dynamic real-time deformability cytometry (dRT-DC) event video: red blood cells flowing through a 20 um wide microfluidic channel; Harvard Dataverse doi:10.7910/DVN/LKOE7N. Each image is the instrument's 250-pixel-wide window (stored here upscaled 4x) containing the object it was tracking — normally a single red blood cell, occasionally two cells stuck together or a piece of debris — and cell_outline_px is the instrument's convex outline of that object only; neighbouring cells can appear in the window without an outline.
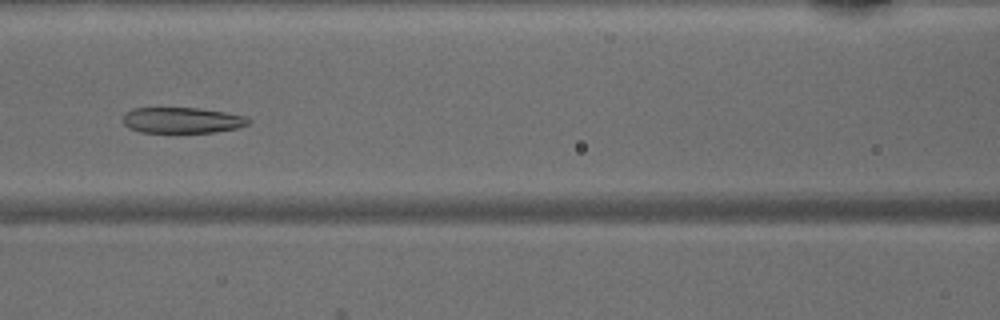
{"species": "common noctule bat (a hibernating species)", "species_latin": "Nyctalus noctula", "temperature_condition": "warm", "stored_images_in_passage": 35, "camera_frame_rate_fps": 3000, "um_per_image_px": 0.085, "animal": {"sex": "male", "body_mass_g": 15.6}, "frame": {"image": 1, "passage_image": 9, "time_ms": 2.667, "image_size_px": [1000, 320], "cell_outline_px": [[252, 120], [248, 124], [236, 128], [216, 132], [140, 132], [128, 128], [120, 120], [124, 112], [132, 108], [196, 108], [224, 112], [248, 116]], "centroid_in_image_um": [15.44, 10.22], "position_along_channel_um": 151.2, "area_um2": 19.07}}
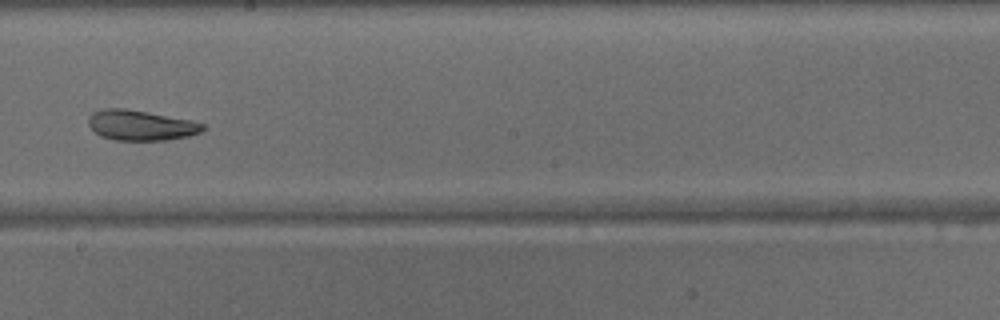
{"frame": {"image": 2, "passage_image": 15, "time_ms": 4.667, "image_size_px": [1000, 320], "cell_outline_px": [[208, 128], [200, 132], [188, 136], [168, 140], [116, 140], [100, 136], [88, 124], [88, 116], [92, 112], [104, 108], [124, 108], [148, 112], [192, 120], [204, 124]], "centroid_in_image_um": [11.98, 10.64], "position_along_channel_um": 236.2, "area_um2": 20.29}}
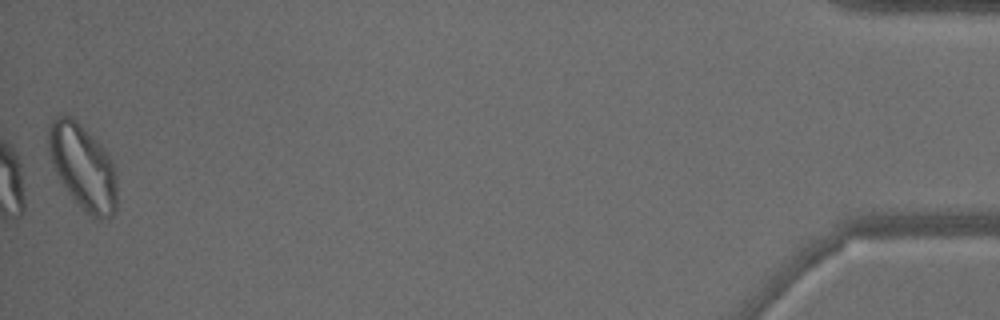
{"frame": {"image": 3, "passage_image": 35, "time_ms": 11.333, "image_size_px": [1000, 320], "cell_outline_px": [[116, 212], [112, 216], [100, 220], [92, 216], [72, 200], [60, 180], [52, 164], [48, 152], [48, 124], [56, 116], [72, 116], [108, 152], [112, 160], [116, 172]], "centroid_in_image_um": [7.04, 14.19], "position_along_channel_um": 428.2, "area_um2": 34.22}}